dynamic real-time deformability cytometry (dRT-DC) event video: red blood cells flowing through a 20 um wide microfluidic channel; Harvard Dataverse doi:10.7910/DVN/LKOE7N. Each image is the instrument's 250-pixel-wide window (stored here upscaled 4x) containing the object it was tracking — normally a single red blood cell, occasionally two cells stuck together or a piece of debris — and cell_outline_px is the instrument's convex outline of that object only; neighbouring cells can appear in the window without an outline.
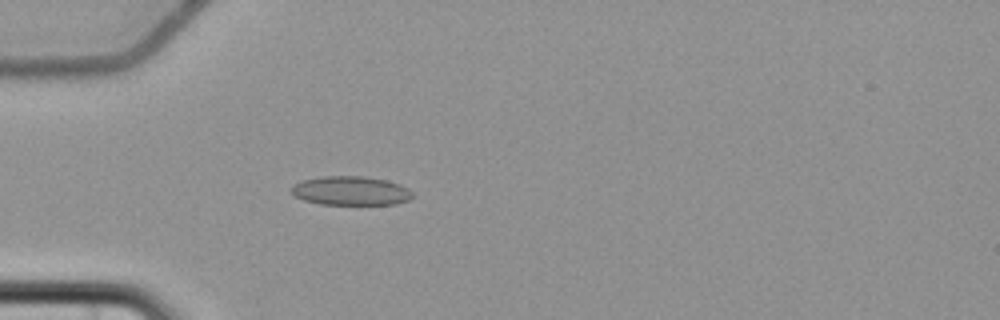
{"species": "common noctule bat (a hibernating species)", "species_latin": "Nyctalus noctula", "temperature_condition": "cold", "stored_images_in_passage": 5, "camera_frame_rate_fps": 3000, "um_per_image_px": 0.085, "animal": {"sex": "female", "body_mass_g": 22.7, "forearm_length_mm": 54.2}, "frame": {"image": 1, "passage_image": 5, "time_ms": 5.667, "image_size_px": [1000, 320], "cell_outline_px": [[412, 196], [408, 200], [396, 204], [320, 204], [304, 200], [296, 196], [288, 188], [292, 184], [300, 180], [324, 176], [364, 176], [384, 180], [400, 184], [408, 188], [412, 192]], "centroid_in_image_um": [29.77, 16.21], "position_along_channel_um": 55.2, "area_um2": 20.52}}